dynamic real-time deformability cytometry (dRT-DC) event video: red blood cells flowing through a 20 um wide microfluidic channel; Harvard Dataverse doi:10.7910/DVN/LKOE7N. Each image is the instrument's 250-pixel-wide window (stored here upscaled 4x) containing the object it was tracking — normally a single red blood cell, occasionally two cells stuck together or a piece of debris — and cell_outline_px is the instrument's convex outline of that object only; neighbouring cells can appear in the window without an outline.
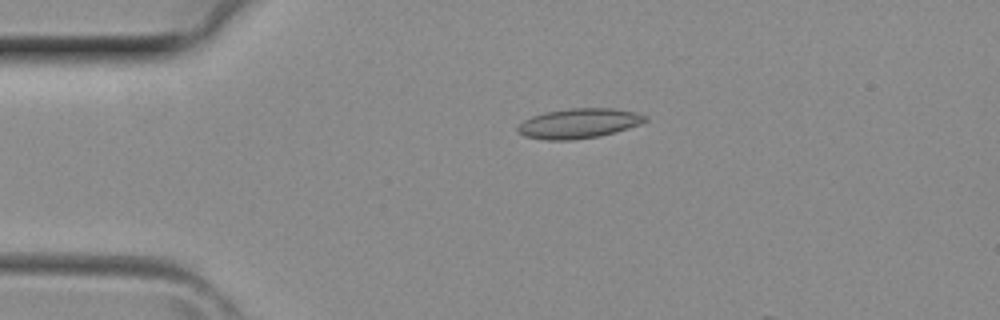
{"species": "common noctule bat (a hibernating species)", "species_latin": "Nyctalus noctula", "temperature_condition": "room temperature", "stored_images_in_passage": 2, "camera_frame_rate_fps": 3000, "um_per_image_px": 0.085, "animal": {"sex": "female", "body_mass_g": 29.2, "forearm_length_mm": 56.3}, "frame": {"image": 1, "passage_image": 1, "time_ms": 0.0, "image_size_px": [1000, 320], "cell_outline_px": [[648, 120], [640, 124], [628, 128], [600, 136], [572, 140], [548, 140], [524, 136], [516, 128], [524, 120], [532, 116], [548, 112], [572, 108], [612, 108], [636, 112], [648, 116]], "centroid_in_image_um": [49.24, 10.49], "position_along_channel_um": 35.8, "area_um2": 22.02}}